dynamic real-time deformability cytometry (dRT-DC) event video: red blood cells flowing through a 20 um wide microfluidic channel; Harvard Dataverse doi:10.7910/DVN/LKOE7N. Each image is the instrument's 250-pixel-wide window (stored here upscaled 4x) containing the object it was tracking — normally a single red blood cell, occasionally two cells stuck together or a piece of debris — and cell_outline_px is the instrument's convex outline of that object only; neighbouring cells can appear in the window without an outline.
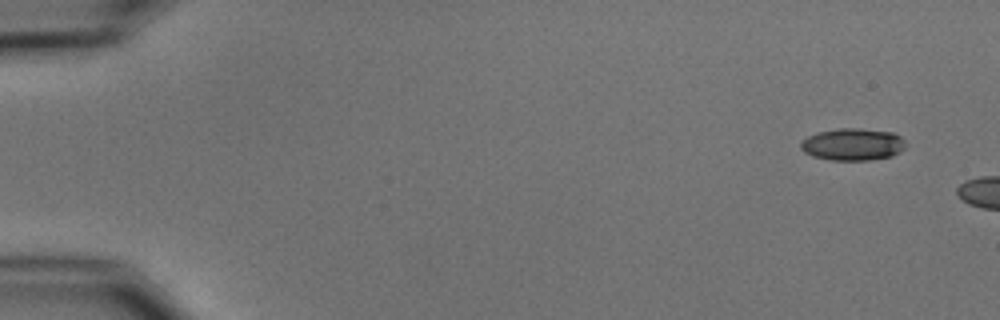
{"species": "common noctule bat (a hibernating species)", "species_latin": "Nyctalus noctula", "temperature_condition": "cold", "stored_images_in_passage": 3, "camera_frame_rate_fps": 3000, "um_per_image_px": 0.085, "animal": {"sex": "male", "body_mass_g": 15.6}, "frame": {"image": 1, "passage_image": 1, "time_ms": 0.0, "image_size_px": [1000, 320], "cell_outline_px": [[904, 148], [900, 152], [892, 156], [868, 160], [832, 160], [812, 156], [804, 152], [800, 148], [800, 144], [808, 136], [816, 132], [836, 128], [860, 128], [892, 132], [900, 136], [904, 140]], "centroid_in_image_um": [72.47, 12.26], "position_along_channel_um": 12.5, "area_um2": 19.71}}